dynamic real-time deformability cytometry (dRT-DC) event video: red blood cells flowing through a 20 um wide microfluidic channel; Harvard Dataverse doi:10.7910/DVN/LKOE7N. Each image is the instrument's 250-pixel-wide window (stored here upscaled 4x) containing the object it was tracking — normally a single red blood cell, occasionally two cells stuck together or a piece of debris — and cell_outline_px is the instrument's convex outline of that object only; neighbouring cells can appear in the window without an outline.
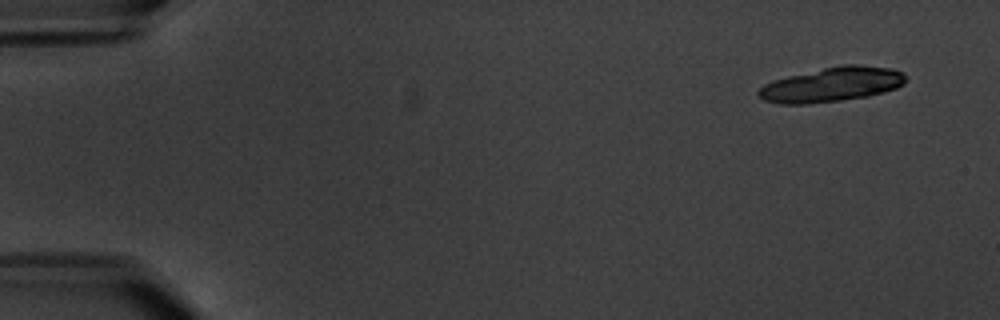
{"species": "common noctule bat (a hibernating species)", "species_latin": "Nyctalus noctula", "temperature_condition": "warm", "stored_images_in_passage": 5, "camera_frame_rate_fps": 3000, "um_per_image_px": 0.085, "animal": {"sex": "male", "body_mass_g": 20.1, "forearm_length_mm": 53.5}, "frame": {"image": 1, "passage_image": 1, "time_ms": 0.0, "image_size_px": [1000, 320], "cell_outline_px": [[908, 80], [904, 84], [896, 88], [884, 92], [868, 96], [840, 100], [808, 104], [780, 104], [764, 100], [756, 92], [764, 84], [772, 80], [788, 76], [824, 68], [844, 64], [856, 64], [892, 68], [904, 72]], "centroid_in_image_um": [70.74, 7.18], "position_along_channel_um": 14.3, "area_um2": 29.71}}